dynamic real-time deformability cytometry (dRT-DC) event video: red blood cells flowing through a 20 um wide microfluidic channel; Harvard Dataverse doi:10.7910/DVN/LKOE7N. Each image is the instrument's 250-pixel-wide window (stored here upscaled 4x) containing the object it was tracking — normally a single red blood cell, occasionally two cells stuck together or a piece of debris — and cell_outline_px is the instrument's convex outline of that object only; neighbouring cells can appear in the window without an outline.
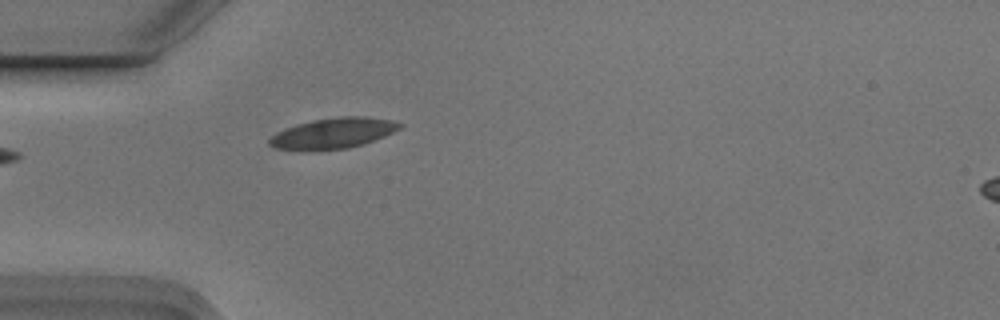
{"species": "Egyptian fruit bat (a non-hibernating species)", "species_latin": "Rousettus aegyptiacus", "temperature_condition": "cold", "stored_images_in_passage": 2, "camera_frame_rate_fps": 3000, "um_per_image_px": 0.085, "animal": {"sex": "male"}, "frame": {"image": 1, "passage_image": 2, "time_ms": 0.333, "image_size_px": [1000, 320], "cell_outline_px": [[404, 124], [400, 128], [384, 136], [364, 144], [348, 148], [276, 148], [268, 144], [268, 140], [276, 132], [296, 124], [312, 120], [340, 116], [368, 116], [392, 120]], "centroid_in_image_um": [28.38, 11.27], "position_along_channel_um": 56.6, "area_um2": 22.6}}